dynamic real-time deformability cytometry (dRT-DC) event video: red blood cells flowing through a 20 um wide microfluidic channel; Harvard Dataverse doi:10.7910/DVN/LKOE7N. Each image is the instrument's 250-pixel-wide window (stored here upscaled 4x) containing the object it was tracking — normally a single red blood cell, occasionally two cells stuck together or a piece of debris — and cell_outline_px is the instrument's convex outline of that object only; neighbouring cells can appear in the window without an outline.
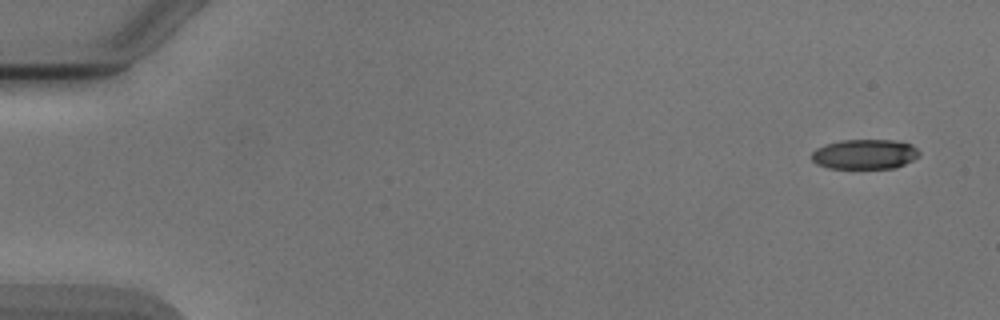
{"species": "Egyptian fruit bat (a non-hibernating species)", "species_latin": "Rousettus aegyptiacus", "temperature_condition": "cold", "stored_images_in_passage": 5, "camera_frame_rate_fps": 3000, "um_per_image_px": 0.085, "animal": {"sex": "male"}, "frame": {"image": 1, "passage_image": 1, "time_ms": 0.0, "image_size_px": [1000, 320], "cell_outline_px": [[920, 156], [896, 168], [828, 168], [816, 164], [812, 160], [812, 152], [816, 148], [824, 144], [840, 140], [892, 140], [912, 144], [920, 152]], "centroid_in_image_um": [73.49, 13.1], "position_along_channel_um": 11.5, "area_um2": 18.84}}